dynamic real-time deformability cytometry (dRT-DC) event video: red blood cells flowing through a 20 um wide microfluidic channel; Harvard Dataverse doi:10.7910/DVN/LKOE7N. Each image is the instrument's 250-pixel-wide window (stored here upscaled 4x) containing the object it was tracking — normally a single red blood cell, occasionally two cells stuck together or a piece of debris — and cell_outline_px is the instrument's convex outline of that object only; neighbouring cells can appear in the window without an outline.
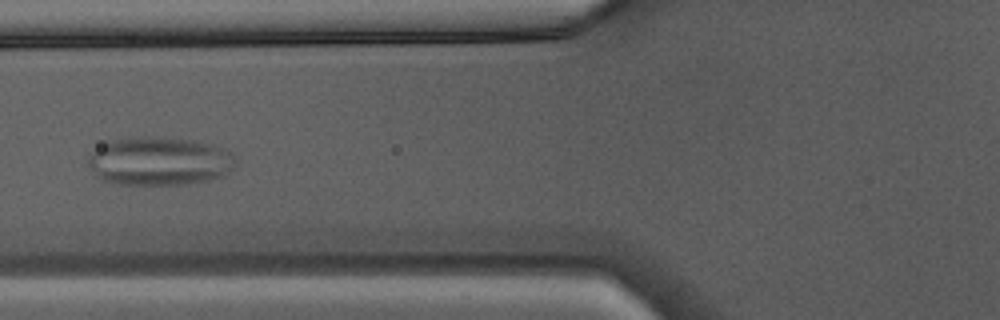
{"species": "Egyptian fruit bat (a non-hibernating species)", "species_latin": "Rousettus aegyptiacus", "temperature_condition": "warm", "stored_images_in_passage": 14, "camera_frame_rate_fps": 3000, "um_per_image_px": 0.085, "animal": {"sex": "male"}, "frame": {"image": 1, "passage_image": 7, "time_ms": 2.0, "image_size_px": [1000, 320], "cell_outline_px": [[236, 160], [232, 168], [224, 176], [208, 180], [188, 184], [116, 184], [100, 180], [96, 176], [88, 164], [88, 160], [92, 152], [108, 140], [140, 136], [152, 136], [192, 140], [224, 148]], "centroid_in_image_um": [13.51, 13.7], "position_along_channel_um": 112.3, "area_um2": 41.67}}